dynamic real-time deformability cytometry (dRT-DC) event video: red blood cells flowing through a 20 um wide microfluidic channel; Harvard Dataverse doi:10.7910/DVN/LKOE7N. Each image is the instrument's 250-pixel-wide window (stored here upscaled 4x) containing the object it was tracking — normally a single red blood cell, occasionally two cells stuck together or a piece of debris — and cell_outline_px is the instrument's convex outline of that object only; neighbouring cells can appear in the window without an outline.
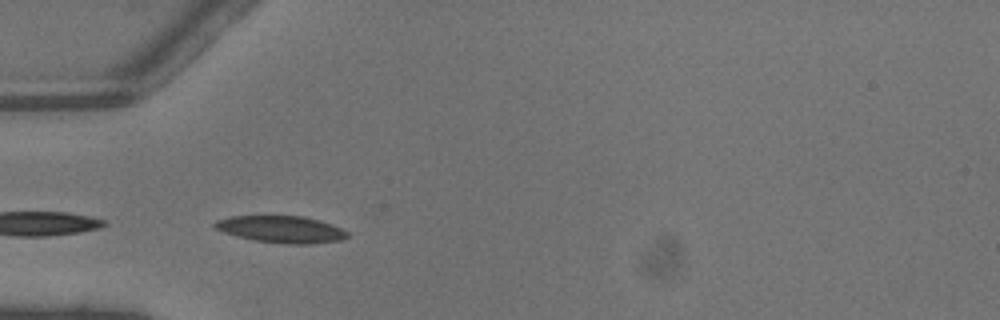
{"species": "common noctule bat (a hibernating species)", "species_latin": "Nyctalus noctula", "temperature_condition": "warm", "stored_images_in_passage": 4, "camera_frame_rate_fps": 3000, "um_per_image_px": 0.085, "animal": {"sex": "male", "body_mass_g": 13.3}, "frame": {"image": 1, "passage_image": 4, "time_ms": 1.0, "image_size_px": [1000, 320], "cell_outline_px": [[348, 236], [340, 240], [312, 244], [284, 244], [252, 240], [236, 236], [224, 232], [216, 228], [212, 224], [216, 220], [232, 216], [304, 216], [320, 220], [332, 224], [348, 232]], "centroid_in_image_um": [23.91, 19.49], "position_along_channel_um": 61.1, "area_um2": 20.87}}